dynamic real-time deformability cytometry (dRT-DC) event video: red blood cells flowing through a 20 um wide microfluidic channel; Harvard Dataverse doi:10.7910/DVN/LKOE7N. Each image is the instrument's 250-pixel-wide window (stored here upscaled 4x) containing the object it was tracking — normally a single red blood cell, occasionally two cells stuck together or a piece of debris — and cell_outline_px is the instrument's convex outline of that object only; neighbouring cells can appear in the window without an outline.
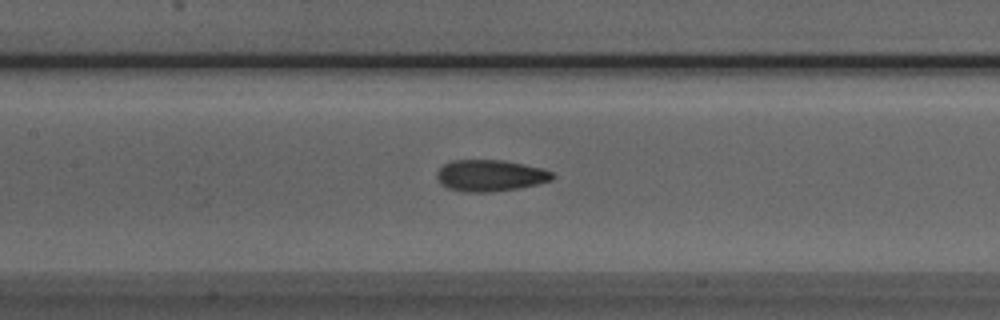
{"species": "Egyptian fruit bat (a non-hibernating species)", "species_latin": "Rousettus aegyptiacus", "temperature_condition": "room temperature", "stored_images_in_passage": 49, "camera_frame_rate_fps": 3000, "um_per_image_px": 0.085, "animal": {"sex": "male"}, "frame": {"image": 1, "passage_image": 22, "time_ms": 7.0, "image_size_px": [1000, 320], "cell_outline_px": [[556, 176], [552, 180], [520, 188], [488, 192], [464, 192], [448, 188], [440, 184], [436, 176], [436, 172], [444, 164], [452, 160], [504, 160], [540, 168], [552, 172]], "centroid_in_image_um": [41.64, 14.92], "position_along_channel_um": 165.8, "area_um2": 21.21}}
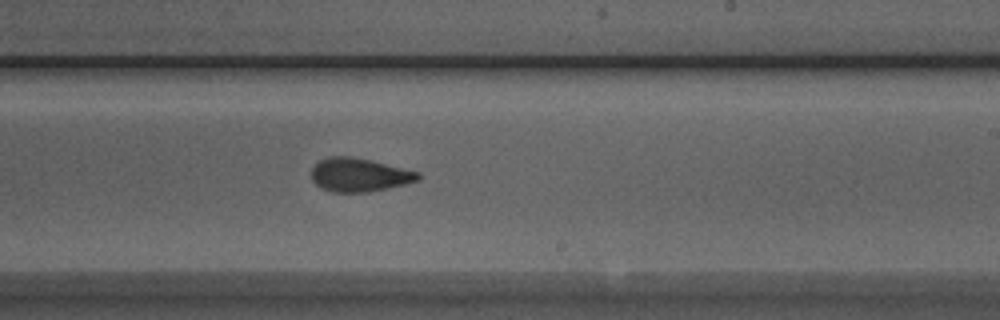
{"frame": {"image": 2, "passage_image": 29, "time_ms": 9.333, "image_size_px": [1000, 320], "cell_outline_px": [[420, 180], [404, 184], [368, 192], [332, 192], [320, 188], [312, 180], [312, 168], [320, 160], [328, 156], [348, 156], [368, 160], [420, 172]], "centroid_in_image_um": [30.51, 14.87], "position_along_channel_um": 258.5, "area_um2": 20.63}}
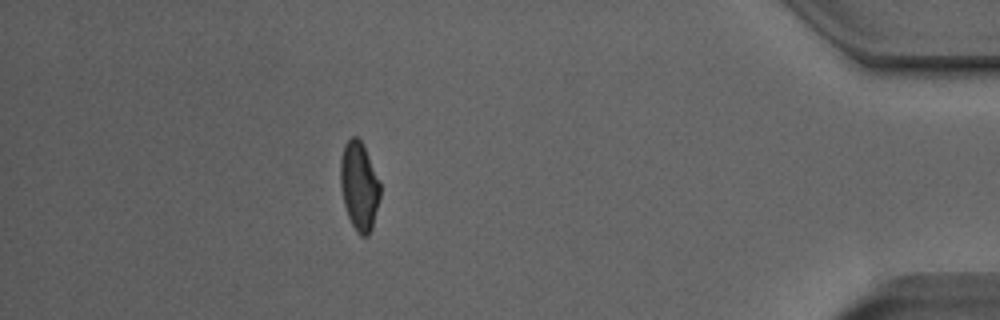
{"frame": {"image": 3, "passage_image": 44, "time_ms": 14.333, "image_size_px": [1000, 320], "cell_outline_px": [[380, 196], [372, 228], [368, 236], [360, 236], [356, 232], [348, 216], [344, 204], [340, 188], [340, 160], [344, 144], [352, 136], [356, 136], [364, 144], [380, 184]], "centroid_in_image_um": [30.52, 15.81], "position_along_channel_um": 404.7, "area_um2": 20.58}, "authors_computed_cell_mechanics": {"area_um2": 21.097, "velocity_mm_per_s": 3.9863, "shape_relaxation_time_tau1_ms": 4.2887, "shape_relaxation_time_tau2_ms": 1.5607, "deformation_change_tau1": 0.1494, "deformation_change_tau2": 0.0776}}